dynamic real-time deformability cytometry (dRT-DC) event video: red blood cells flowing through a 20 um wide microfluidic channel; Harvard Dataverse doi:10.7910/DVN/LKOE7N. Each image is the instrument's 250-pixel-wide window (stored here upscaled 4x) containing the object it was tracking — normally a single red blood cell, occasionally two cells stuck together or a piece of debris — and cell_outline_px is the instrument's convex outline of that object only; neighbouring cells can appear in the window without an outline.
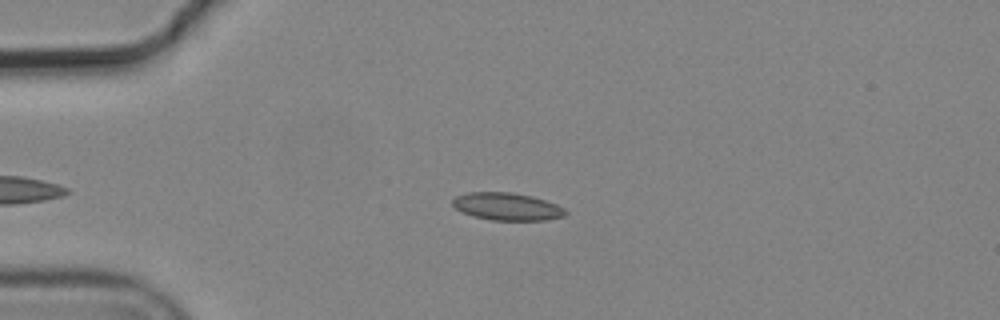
{"species": "common noctule bat (a hibernating species)", "species_latin": "Nyctalus noctula", "temperature_condition": "cold", "stored_images_in_passage": 3, "camera_frame_rate_fps": 3000, "um_per_image_px": 0.085, "animal": {"sex": "male", "body_mass_g": 19.2, "forearm_length_mm": 51.8}, "frame": {"image": 1, "passage_image": 2, "time_ms": 0.333, "image_size_px": [1000, 320], "cell_outline_px": [[568, 212], [564, 216], [544, 220], [492, 220], [472, 216], [456, 208], [452, 204], [452, 200], [456, 196], [468, 192], [512, 192], [532, 196], [556, 204], [564, 208]], "centroid_in_image_um": [43.1, 17.55], "position_along_channel_um": 41.9, "area_um2": 18.03}}